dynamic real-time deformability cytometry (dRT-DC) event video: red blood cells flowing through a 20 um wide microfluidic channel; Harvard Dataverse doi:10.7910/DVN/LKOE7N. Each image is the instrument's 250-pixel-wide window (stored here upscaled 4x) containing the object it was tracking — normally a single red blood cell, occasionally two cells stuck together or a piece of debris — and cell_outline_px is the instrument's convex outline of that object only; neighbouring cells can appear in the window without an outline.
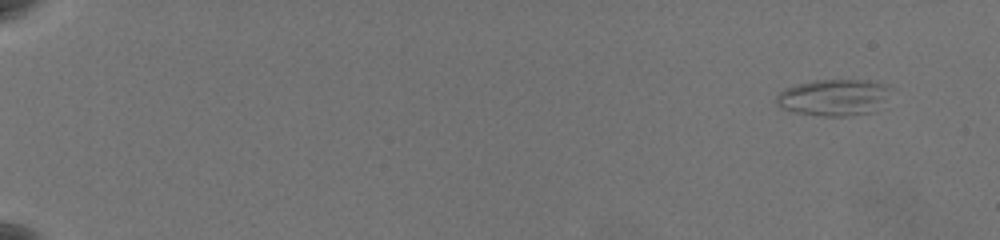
{"species": "common noctule bat (a hibernating species)", "species_latin": "Nyctalus noctula", "temperature_condition": "warm", "stored_images_in_passage": 54, "camera_frame_rate_fps": 3000, "um_per_image_px": 0.085, "animal": {"sex": "female", "body_mass_g": 19.5, "forearm_length_mm": 54.1}, "frame": {"image": 1, "passage_image": 1, "time_ms": 0.0, "image_size_px": [1000, 240], "cell_outline_px": [[892, 88], [872, 112], [844, 116], [824, 116], [796, 112], [784, 108], [776, 104], [776, 96], [784, 88], [796, 84], [816, 80], [868, 80], [884, 84]], "centroid_in_image_um": [70.81, 8.26], "position_along_channel_um": 14.2, "area_um2": 23.87}}
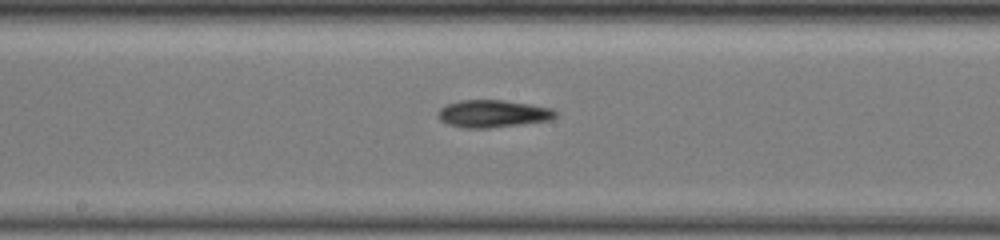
{"frame": {"image": 2, "passage_image": 34, "time_ms": 11.0, "image_size_px": [1000, 240], "cell_outline_px": [[556, 116], [552, 120], [488, 128], [468, 128], [448, 124], [440, 120], [440, 108], [448, 104], [460, 100], [504, 100], [552, 108], [556, 112]], "centroid_in_image_um": [41.93, 9.66], "position_along_channel_um": 206.3, "area_um2": 18.5}}
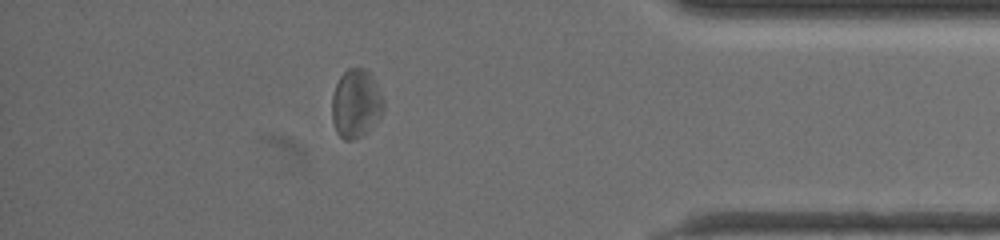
{"frame": {"image": 3, "passage_image": 53, "time_ms": 17.333, "image_size_px": [1000, 240], "cell_outline_px": [[384, 108], [380, 116], [372, 128], [368, 132], [352, 140], [344, 140], [336, 132], [332, 120], [332, 96], [336, 84], [340, 76], [348, 68], [364, 68], [368, 72], [380, 92], [384, 100]], "centroid_in_image_um": [30.24, 8.83], "position_along_channel_um": 405.0, "area_um2": 20.52}}